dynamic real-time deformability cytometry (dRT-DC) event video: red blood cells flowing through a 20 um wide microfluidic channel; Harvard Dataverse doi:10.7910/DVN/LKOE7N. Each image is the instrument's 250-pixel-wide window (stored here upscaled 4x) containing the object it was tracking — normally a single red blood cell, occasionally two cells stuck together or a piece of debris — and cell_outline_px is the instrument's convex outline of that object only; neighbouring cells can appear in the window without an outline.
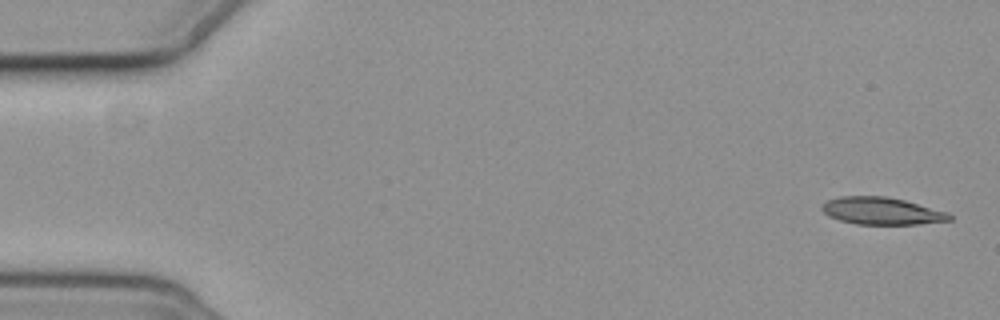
{"species": "common noctule bat (a hibernating species)", "species_latin": "Nyctalus noctula", "temperature_condition": "cold", "stored_images_in_passage": 6, "segment_of_instrument_passage": [1, 2], "camera_frame_rate_fps": 3000, "um_per_image_px": 0.085, "animal": {"sex": "female", "body_mass_g": 19.3, "forearm_length_mm": 54.1}, "frame": {"image": 1, "passage_image": 1, "time_ms": 0.0, "image_size_px": [1000, 320], "cell_outline_px": [[952, 220], [916, 224], [856, 224], [840, 220], [828, 216], [820, 208], [828, 200], [840, 196], [884, 196], [904, 200], [948, 212], [952, 216]], "centroid_in_image_um": [74.94, 17.93], "position_along_channel_um": 10.1, "area_um2": 20.11}}
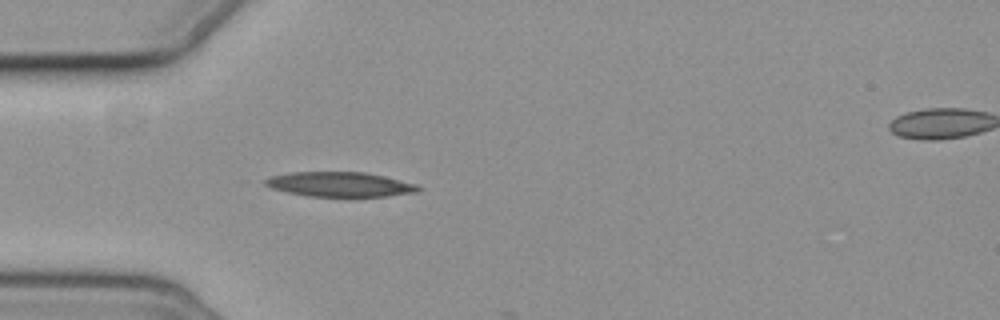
{"frame": {"image": 2, "passage_image": 5, "time_ms": 5.0, "image_size_px": [1000, 320], "cell_outline_px": [[420, 188], [416, 192], [388, 196], [308, 196], [288, 192], [272, 188], [264, 184], [264, 180], [268, 176], [288, 172], [364, 172], [384, 176], [416, 184]], "centroid_in_image_um": [28.84, 15.66], "position_along_channel_um": 56.2, "area_um2": 21.91}}